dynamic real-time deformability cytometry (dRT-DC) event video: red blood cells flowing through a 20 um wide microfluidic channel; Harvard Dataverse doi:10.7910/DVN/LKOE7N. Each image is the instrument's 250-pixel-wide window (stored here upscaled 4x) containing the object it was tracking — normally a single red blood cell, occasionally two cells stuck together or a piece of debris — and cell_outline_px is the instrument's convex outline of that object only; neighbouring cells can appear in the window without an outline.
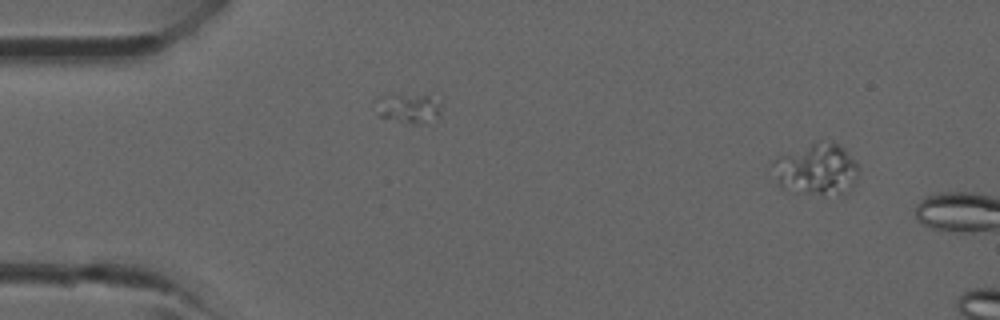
{"species": "common noctule bat (a hibernating species)", "species_latin": "Nyctalus noctula", "temperature_condition": "room temperature", "stored_images_in_passage": 3, "segment_of_instrument_passage": [2, 2], "camera_frame_rate_fps": 3000, "um_per_image_px": 0.085, "animal": {"sex": "male", "forearm_length_mm": 52.5}, "frame": {"image": 1, "passage_image": 3, "time_ms": 12.0, "image_size_px": [1000, 320], "cell_outline_px": [[860, 168], [856, 184], [844, 196], [824, 196], [796, 192], [780, 188], [776, 180], [772, 164], [772, 160], [780, 156], [812, 144], [840, 144], [856, 160]], "centroid_in_image_um": [69.47, 14.49], "position_along_channel_um": 15.5, "area_um2": 26.13}}